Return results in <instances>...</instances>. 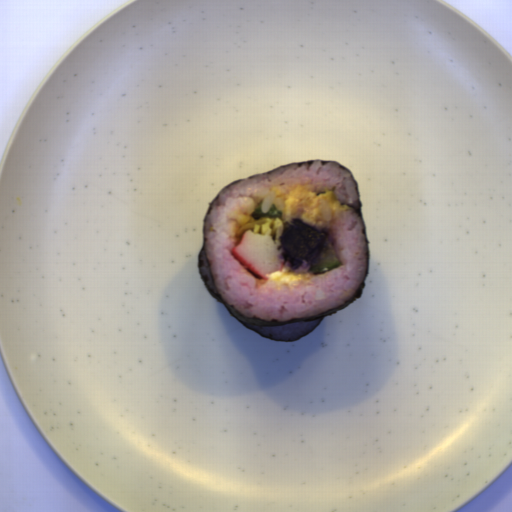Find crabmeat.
<instances>
[{
    "instance_id": "crabmeat-1",
    "label": "crabmeat",
    "mask_w": 512,
    "mask_h": 512,
    "mask_svg": "<svg viewBox=\"0 0 512 512\" xmlns=\"http://www.w3.org/2000/svg\"><path fill=\"white\" fill-rule=\"evenodd\" d=\"M231 253L233 257L258 280H268L267 275L282 271L286 261H283V250L267 234L251 231L243 233L240 242Z\"/></svg>"
}]
</instances>
